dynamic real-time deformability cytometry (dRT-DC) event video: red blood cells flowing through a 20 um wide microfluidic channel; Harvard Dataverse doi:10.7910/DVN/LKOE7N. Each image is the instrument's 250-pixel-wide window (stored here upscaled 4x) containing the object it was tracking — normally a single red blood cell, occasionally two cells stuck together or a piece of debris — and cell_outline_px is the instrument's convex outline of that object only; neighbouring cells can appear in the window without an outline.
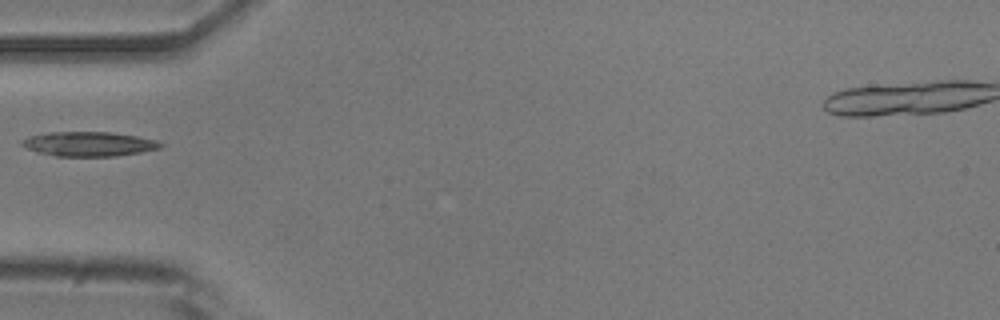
{"species": "common noctule bat (a hibernating species)", "species_latin": "Nyctalus noctula", "temperature_condition": "room temperature", "stored_images_in_passage": 6, "camera_frame_rate_fps": 3000, "um_per_image_px": 0.085, "animal": {"sex": "male", "body_mass_g": 20.5, "forearm_length_mm": 52.5}, "frame": {"image": 1, "passage_image": 4, "time_ms": 1.0, "image_size_px": [1000, 320], "cell_outline_px": [[164, 144], [160, 148], [140, 152], [116, 156], [56, 156], [36, 152], [20, 144], [20, 140], [28, 136], [48, 132], [112, 132], [136, 136], [156, 140]], "centroid_in_image_um": [7.52, 12.23], "position_along_channel_um": 77.5, "area_um2": 19.83}}
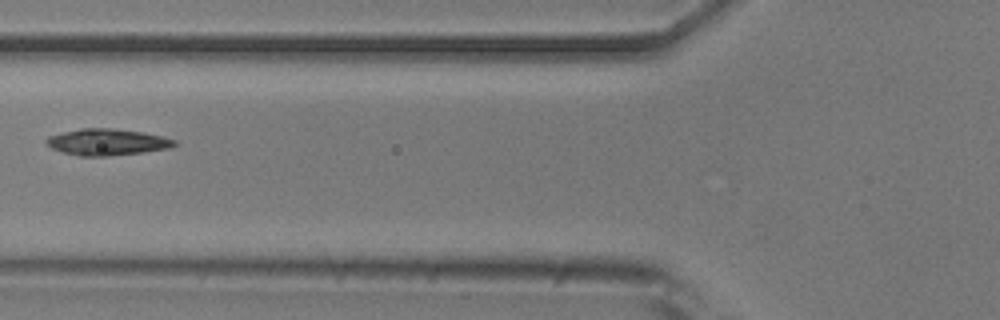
{"frame": {"image": 2, "passage_image": 5, "time_ms": 1.333, "image_size_px": [1000, 320], "cell_outline_px": [[176, 144], [168, 148], [140, 152], [108, 156], [80, 156], [64, 152], [52, 148], [44, 144], [44, 140], [48, 136], [80, 128], [112, 128], [140, 132], [164, 136], [176, 140]], "centroid_in_image_um": [9.06, 12.07], "position_along_channel_um": 116.7, "area_um2": 19.59}}
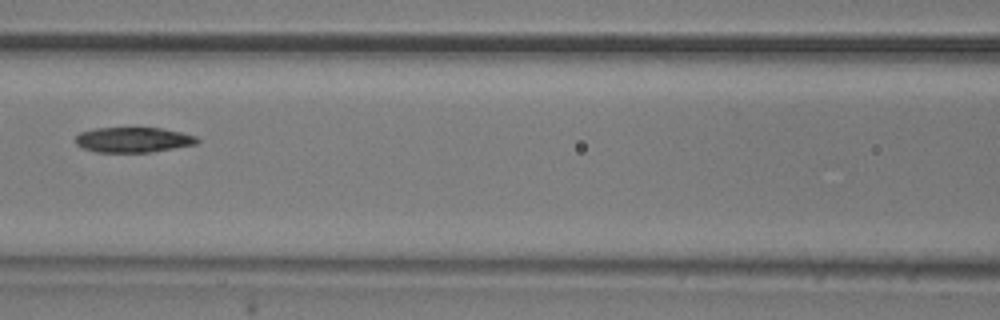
{"frame": {"image": 3, "passage_image": 6, "time_ms": 1.667, "image_size_px": [1000, 320], "cell_outline_px": [[200, 140], [196, 144], [148, 152], [96, 152], [80, 148], [76, 144], [76, 136], [80, 132], [96, 128], [160, 128], [180, 132], [196, 136]], "centroid_in_image_um": [11.28, 11.88], "position_along_channel_um": 155.3, "area_um2": 17.74}}